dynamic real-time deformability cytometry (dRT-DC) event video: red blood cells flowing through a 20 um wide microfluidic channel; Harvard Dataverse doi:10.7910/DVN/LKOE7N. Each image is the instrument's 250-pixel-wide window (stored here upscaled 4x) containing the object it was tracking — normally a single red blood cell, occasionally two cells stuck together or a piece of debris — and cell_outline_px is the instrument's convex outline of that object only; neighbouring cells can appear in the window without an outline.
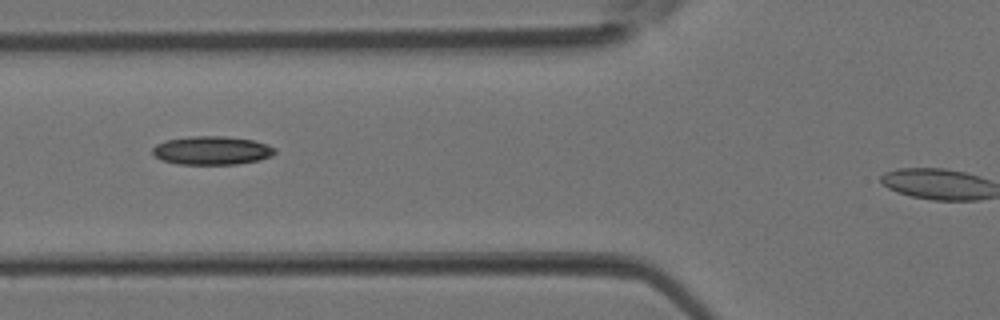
{"species": "Egyptian fruit bat (a non-hibernating species)", "species_latin": "Rousettus aegyptiacus", "temperature_condition": "room temperature", "stored_images_in_passage": 5, "segment_of_instrument_passage": [1, 2], "camera_frame_rate_fps": 3000, "um_per_image_px": 0.085, "animal": {"sex": "female"}, "frame": {"image": 1, "passage_image": 4, "time_ms": 1.0, "image_size_px": [1000, 320], "cell_outline_px": [[276, 152], [272, 156], [260, 160], [236, 164], [176, 164], [160, 160], [152, 152], [152, 148], [156, 144], [168, 140], [192, 136], [224, 136], [252, 140], [276, 148]], "centroid_in_image_um": [18.0, 12.8], "position_along_channel_um": 107.8, "area_um2": 20.29}}